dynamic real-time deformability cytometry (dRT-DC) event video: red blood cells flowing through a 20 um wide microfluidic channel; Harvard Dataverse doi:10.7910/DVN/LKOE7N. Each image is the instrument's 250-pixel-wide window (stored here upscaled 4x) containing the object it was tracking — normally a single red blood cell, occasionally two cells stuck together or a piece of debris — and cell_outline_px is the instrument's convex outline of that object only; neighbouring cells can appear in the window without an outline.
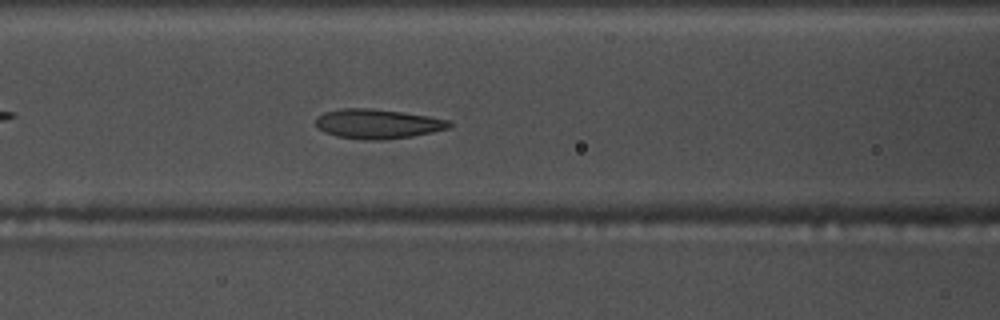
{"species": "common noctule bat (a hibernating species)", "species_latin": "Nyctalus noctula", "temperature_condition": "warm", "stored_images_in_passage": 54, "camera_frame_rate_fps": 3000, "um_per_image_px": 0.085, "animal": {"sex": "male", "body_mass_g": 17.5, "forearm_length_mm": 52.3}, "frame": {"image": 1, "passage_image": 22, "time_ms": 7.0, "image_size_px": [1000, 320], "cell_outline_px": [[452, 124], [448, 128], [432, 132], [412, 136], [384, 140], [372, 140], [336, 136], [324, 132], [316, 128], [316, 116], [324, 112], [340, 108], [372, 108], [404, 112], [428, 116], [448, 120]], "centroid_in_image_um": [32.05, 10.52], "position_along_channel_um": 134.5, "area_um2": 23.06}}
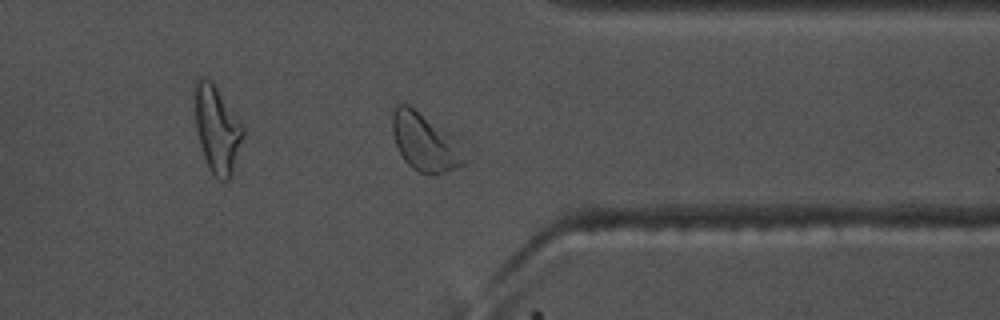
{"frame": {"image": 2, "passage_image": 42, "time_ms": 13.667, "image_size_px": [1000, 320], "cell_outline_px": [[468, 160], [464, 164], [436, 176], [420, 172], [412, 168], [404, 160], [396, 144], [392, 132], [392, 112], [396, 104], [408, 104], [464, 136]], "centroid_in_image_um": [36.28, 12.04], "position_along_channel_um": 375.1, "area_um2": 26.3}}
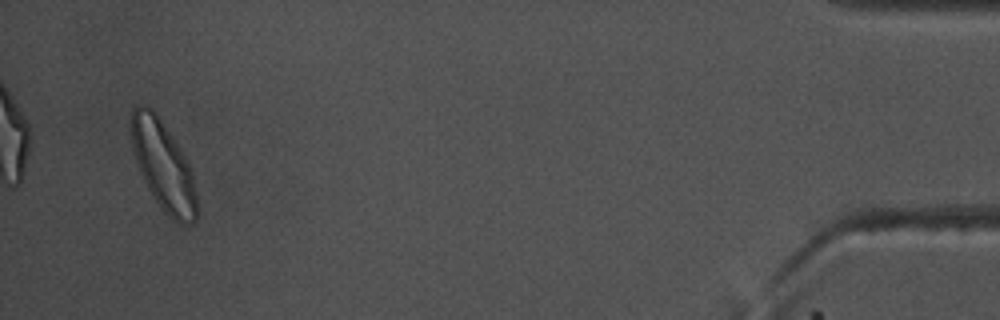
{"frame": {"image": 3, "passage_image": 52, "time_ms": 17.0, "image_size_px": [1000, 320], "cell_outline_px": [[196, 220], [192, 224], [180, 224], [164, 212], [160, 208], [152, 196], [140, 172], [132, 148], [128, 124], [128, 120], [132, 108], [136, 104], [144, 104], [152, 108], [156, 112], [172, 136], [184, 156], [192, 172], [196, 192]], "centroid_in_image_um": [13.82, 14.03], "position_along_channel_um": 421.4, "area_um2": 34.51}, "authors_computed_cell_mechanics": {"area_um2": 23.8714, "velocity_mm_per_s": 3.667, "shape_relaxation_time_tau1_ms": 3.3649, "shape_relaxation_time_tau2_ms": 1.3417, "deformation_change_tau1": 0.1113, "deformation_change_tau2": 0.0775}}